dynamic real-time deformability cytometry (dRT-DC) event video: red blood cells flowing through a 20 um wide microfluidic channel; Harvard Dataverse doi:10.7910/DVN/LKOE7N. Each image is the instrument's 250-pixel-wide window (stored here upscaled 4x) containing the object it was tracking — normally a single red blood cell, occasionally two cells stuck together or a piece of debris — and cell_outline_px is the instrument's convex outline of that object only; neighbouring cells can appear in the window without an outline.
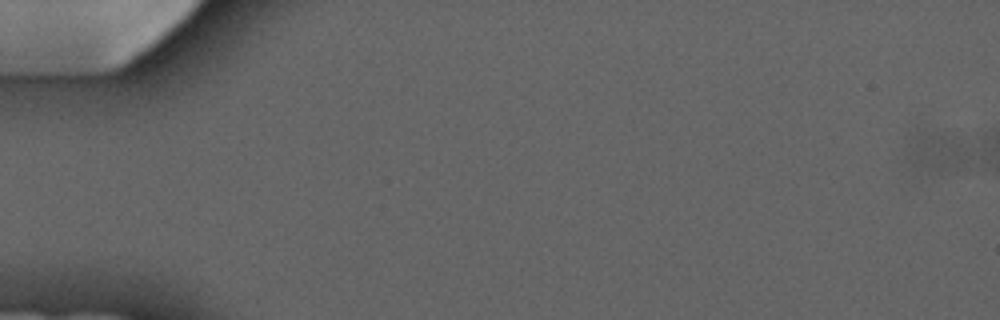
{"species": "common noctule bat (a hibernating species)", "species_latin": "Nyctalus noctula", "temperature_condition": "cold", "stored_images_in_passage": 8, "camera_frame_rate_fps": 3000, "um_per_image_px": 0.085, "animal": {"sex": "male", "forearm_length_mm": 52.5}, "frame": {"image": 1, "passage_image": 1, "time_ms": 0.0, "image_size_px": [1000, 320], "cell_outline_px": [[968, 156], [960, 164], [940, 172], [912, 164], [904, 160], [916, 128], [944, 136], [952, 140], [968, 152]], "centroid_in_image_um": [79.42, 12.88], "position_along_channel_um": 5.6, "area_um2": 12.83}}